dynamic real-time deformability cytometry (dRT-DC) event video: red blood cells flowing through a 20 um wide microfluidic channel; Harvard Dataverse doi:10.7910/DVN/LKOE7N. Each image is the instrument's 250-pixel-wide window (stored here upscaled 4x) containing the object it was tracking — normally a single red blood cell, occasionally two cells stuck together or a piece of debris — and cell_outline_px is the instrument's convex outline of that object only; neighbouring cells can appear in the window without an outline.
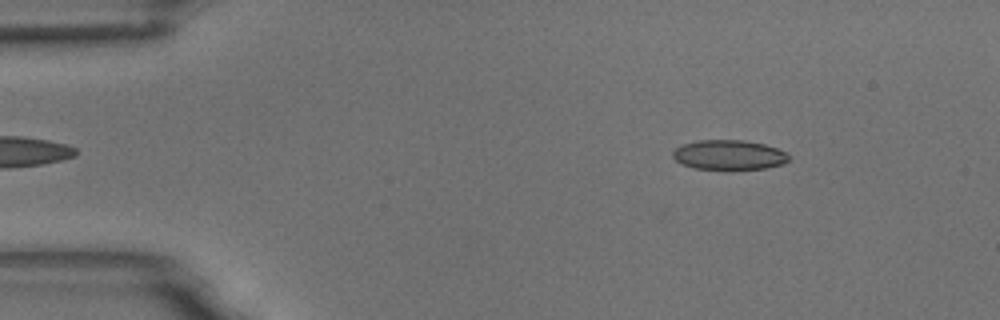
{"species": "common noctule bat (a hibernating species)", "species_latin": "Nyctalus noctula", "temperature_condition": "room temperature", "stored_images_in_passage": 51, "camera_frame_rate_fps": 3000, "um_per_image_px": 0.085, "animal": {"sex": "male", "body_mass_g": 18.8}, "frame": {"image": 1, "passage_image": 3, "time_ms": 0.667, "image_size_px": [1000, 320], "cell_outline_px": [[788, 160], [784, 164], [764, 168], [732, 172], [728, 172], [692, 168], [680, 164], [672, 156], [672, 152], [676, 148], [684, 144], [696, 140], [744, 140], [764, 144], [776, 148], [784, 152], [788, 156]], "centroid_in_image_um": [61.92, 13.21], "position_along_channel_um": 23.1, "area_um2": 20.87}}
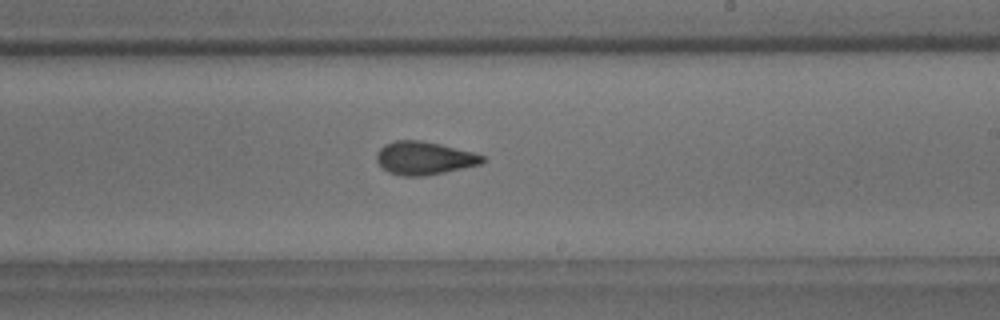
{"frame": {"image": 2, "passage_image": 28, "time_ms": 9.0, "image_size_px": [1000, 320], "cell_outline_px": [[484, 160], [480, 164], [444, 172], [424, 176], [404, 176], [388, 172], [376, 160], [376, 152], [384, 144], [396, 140], [420, 140], [440, 144], [472, 152], [484, 156]], "centroid_in_image_um": [36.02, 13.43], "position_along_channel_um": 253.0, "area_um2": 20.23}}
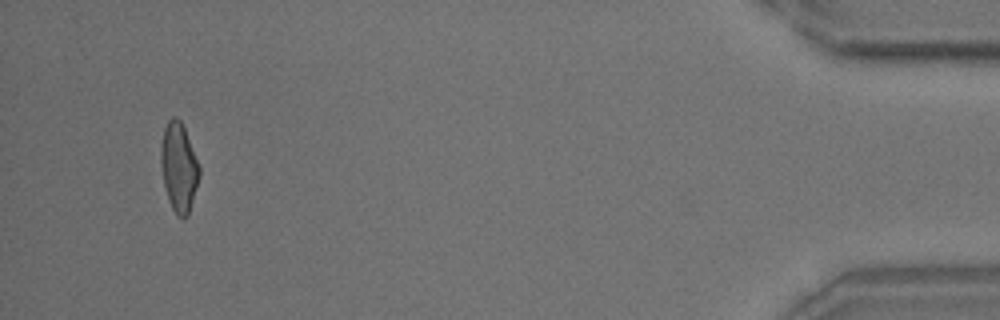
{"frame": {"image": 3, "passage_image": 48, "time_ms": 15.667, "image_size_px": [1000, 320], "cell_outline_px": [[200, 176], [188, 212], [184, 220], [176, 216], [172, 208], [164, 184], [160, 160], [160, 144], [164, 128], [168, 120], [172, 116], [176, 116], [180, 120], [184, 128], [200, 164]], "centroid_in_image_um": [15.2, 14.18], "position_along_channel_um": 420.0, "area_um2": 19.94}, "authors_computed_cell_mechanics": {"area_um2": 20.2878, "velocity_mm_per_s": 3.6431, "shape_relaxation_time_tau1_ms": 11.3682, "shape_relaxation_time_tau2_ms": 2.0031, "deformation_change_tau1": 0.2181, "deformation_change_tau2": 0.0887}}